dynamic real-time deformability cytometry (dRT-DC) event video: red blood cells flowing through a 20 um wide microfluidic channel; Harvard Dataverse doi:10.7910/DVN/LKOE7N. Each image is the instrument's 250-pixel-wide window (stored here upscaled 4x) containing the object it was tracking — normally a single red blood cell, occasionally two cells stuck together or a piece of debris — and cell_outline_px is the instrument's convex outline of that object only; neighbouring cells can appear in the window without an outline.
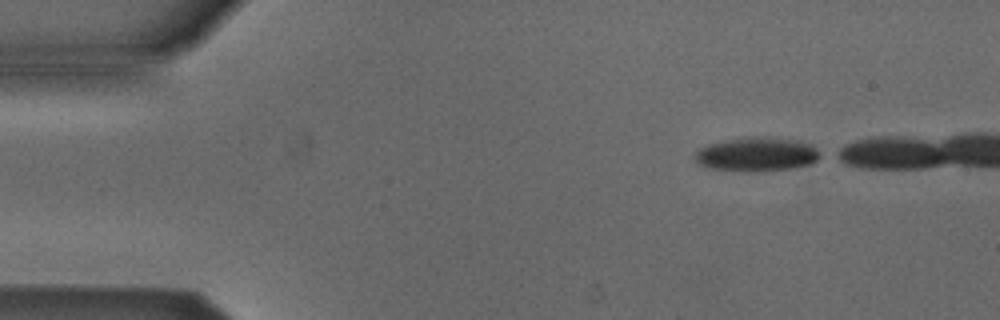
{"species": "Egyptian fruit bat (a non-hibernating species)", "species_latin": "Rousettus aegyptiacus", "temperature_condition": "cold", "stored_images_in_passage": 4, "camera_frame_rate_fps": 3000, "um_per_image_px": 0.085, "animal": {"sex": "male"}, "frame": {"image": 1, "passage_image": 1, "time_ms": 0.0, "image_size_px": [1000, 320], "cell_outline_px": [[824, 156], [812, 164], [792, 168], [756, 172], [748, 172], [712, 168], [696, 164], [696, 152], [700, 148], [712, 144], [728, 140], [800, 140], [812, 144], [824, 152]], "centroid_in_image_um": [64.45, 13.18], "position_along_channel_um": 20.6, "area_um2": 24.04}}